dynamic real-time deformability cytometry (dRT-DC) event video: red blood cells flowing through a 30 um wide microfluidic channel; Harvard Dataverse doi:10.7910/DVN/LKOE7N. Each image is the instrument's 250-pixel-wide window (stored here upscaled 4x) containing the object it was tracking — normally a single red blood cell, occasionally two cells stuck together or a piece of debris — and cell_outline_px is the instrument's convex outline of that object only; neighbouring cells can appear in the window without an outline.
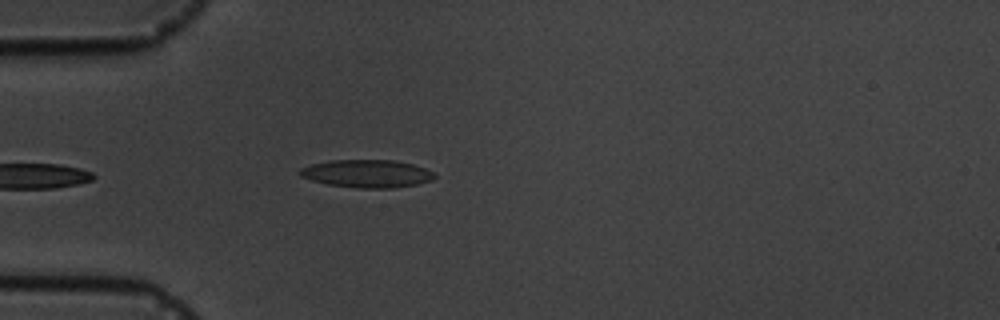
{"species": "common noctule bat (a hibernating species)", "species_latin": "Nyctalus noctula", "temperature_condition": "cold", "stored_images_in_passage": 6, "camera_frame_rate_fps": 3000, "um_per_image_px": 0.085, "animal": {"sex": "male", "body_mass_g": 19.5, "forearm_length_mm": 54.6}, "frame": {"image": 1, "passage_image": 6, "time_ms": 5.667, "image_size_px": [1000, 320], "cell_outline_px": [[436, 176], [432, 180], [416, 184], [392, 188], [356, 188], [328, 184], [312, 180], [300, 176], [300, 168], [312, 164], [328, 160], [392, 160], [412, 164], [424, 168], [432, 172]], "centroid_in_image_um": [31.18, 14.75], "position_along_channel_um": 53.8, "area_um2": 21.68}}